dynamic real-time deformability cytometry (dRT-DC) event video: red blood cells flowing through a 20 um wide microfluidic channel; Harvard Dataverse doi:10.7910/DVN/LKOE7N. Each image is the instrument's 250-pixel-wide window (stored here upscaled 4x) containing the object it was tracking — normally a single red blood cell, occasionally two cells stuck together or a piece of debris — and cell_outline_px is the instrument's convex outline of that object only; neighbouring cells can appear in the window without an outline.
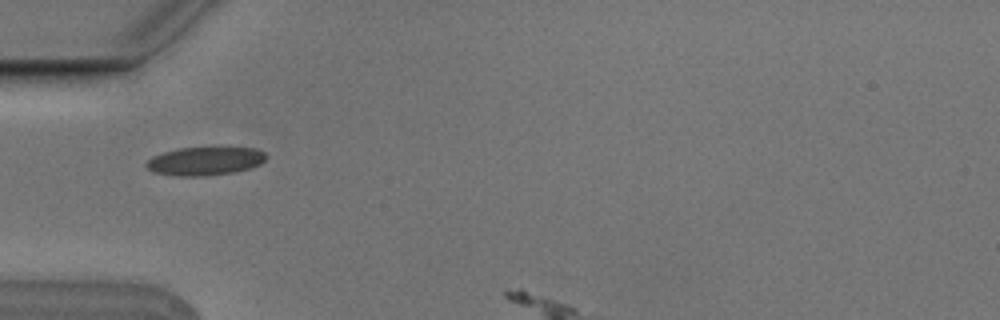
{"species": "Egyptian fruit bat (a non-hibernating species)", "species_latin": "Rousettus aegyptiacus", "temperature_condition": "cold", "stored_images_in_passage": 2, "camera_frame_rate_fps": 3000, "um_per_image_px": 0.085, "animal": {"sex": "male"}, "frame": {"image": 1, "passage_image": 1, "time_ms": 0.0, "image_size_px": [1000, 320], "cell_outline_px": [[268, 156], [260, 164], [248, 168], [232, 172], [204, 176], [180, 176], [152, 172], [144, 164], [152, 156], [164, 152], [180, 148], [256, 148], [264, 152]], "centroid_in_image_um": [17.41, 13.69], "position_along_channel_um": 67.6, "area_um2": 19.59}}